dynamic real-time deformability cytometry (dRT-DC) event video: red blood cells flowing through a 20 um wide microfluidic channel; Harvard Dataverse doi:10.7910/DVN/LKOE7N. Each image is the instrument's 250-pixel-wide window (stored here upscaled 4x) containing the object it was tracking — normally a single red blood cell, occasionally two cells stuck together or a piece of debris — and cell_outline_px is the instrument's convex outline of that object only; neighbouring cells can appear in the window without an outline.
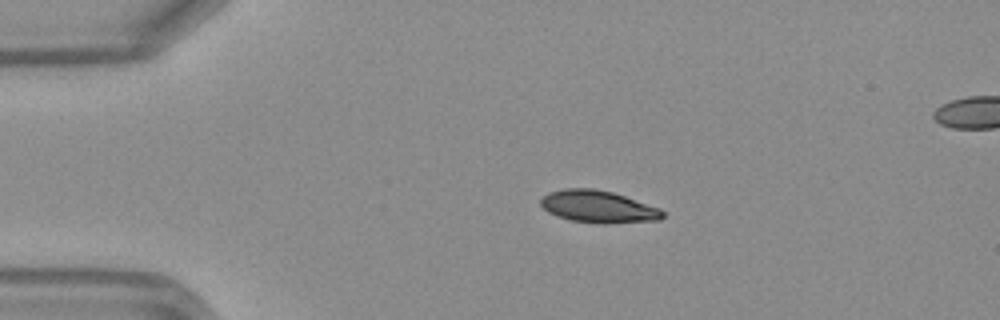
{"species": "Egyptian fruit bat (a non-hibernating species)", "species_latin": "Rousettus aegyptiacus", "temperature_condition": "warm", "stored_images_in_passage": 40, "camera_frame_rate_fps": 3000, "um_per_image_px": 0.085, "frame": {"image": 1, "passage_image": 1, "time_ms": 0.0, "image_size_px": [1000, 320], "cell_outline_px": [[664, 216], [660, 220], [608, 224], [600, 224], [572, 220], [548, 212], [540, 204], [540, 200], [548, 192], [564, 188], [592, 188], [612, 192], [660, 208], [664, 212]], "centroid_in_image_um": [50.86, 17.57], "position_along_channel_um": 34.1, "area_um2": 22.83}}
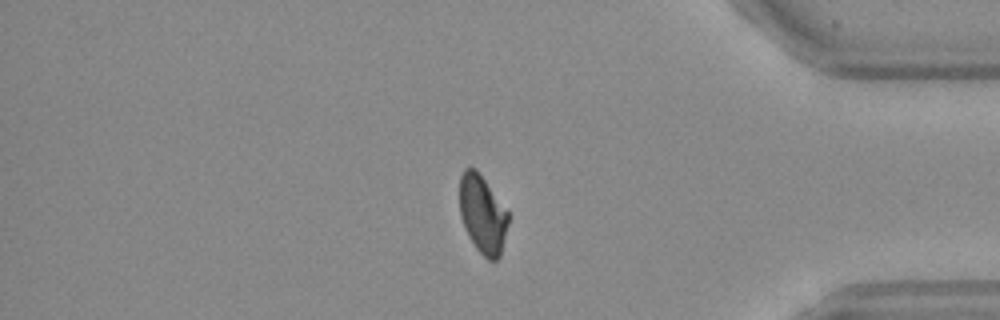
{"frame": {"image": 2, "passage_image": 32, "time_ms": 10.333, "image_size_px": [1000, 320], "cell_outline_px": [[508, 224], [500, 256], [496, 260], [488, 260], [476, 248], [468, 236], [460, 216], [460, 176], [464, 168], [476, 168], [508, 212]], "centroid_in_image_um": [41.0, 18.22], "position_along_channel_um": 394.2, "area_um2": 21.96}}
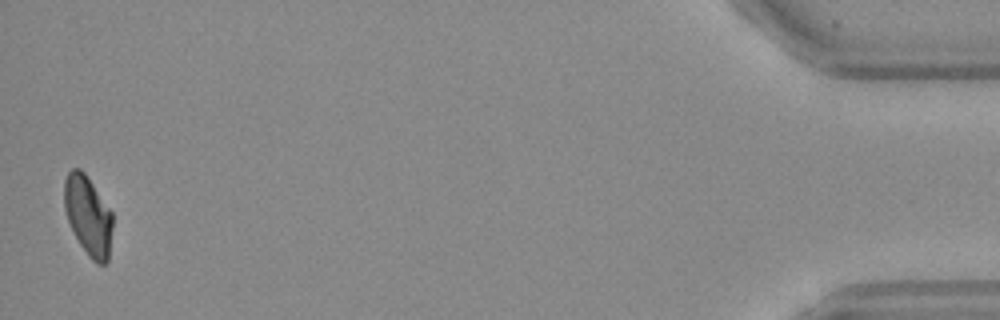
{"frame": {"image": 3, "passage_image": 39, "time_ms": 12.667, "image_size_px": [1000, 320], "cell_outline_px": [[112, 228], [108, 260], [104, 264], [96, 264], [88, 256], [80, 244], [68, 220], [64, 208], [64, 180], [68, 172], [72, 168], [80, 168], [84, 172], [112, 212]], "centroid_in_image_um": [7.48, 18.32], "position_along_channel_um": 427.7, "area_um2": 22.2}}